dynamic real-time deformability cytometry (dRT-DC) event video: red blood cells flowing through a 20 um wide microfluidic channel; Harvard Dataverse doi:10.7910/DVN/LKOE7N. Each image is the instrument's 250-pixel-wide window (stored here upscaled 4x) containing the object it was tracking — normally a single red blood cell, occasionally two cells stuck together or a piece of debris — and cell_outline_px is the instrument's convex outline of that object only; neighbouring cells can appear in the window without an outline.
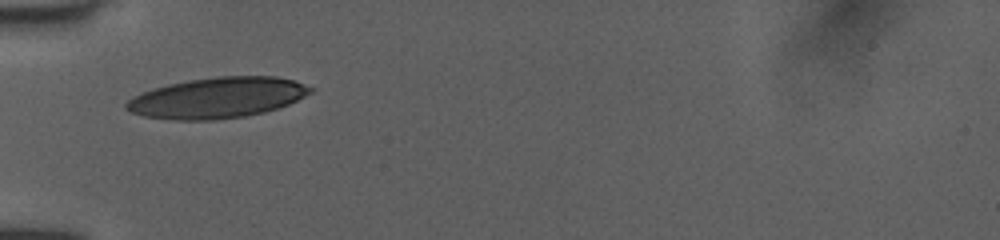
{"species": "human", "species_latin": "Homo sapiens", "temperature_condition": "room temperature", "stored_images_in_passage": 28, "camera_frame_rate_fps": 3000, "um_per_image_px": 0.085, "donor": {"sex": "female"}, "frame": {"image": 1, "passage_image": 1, "time_ms": 0.0, "image_size_px": [1000, 240], "cell_outline_px": [[316, 88], [312, 92], [288, 104], [264, 112], [244, 116], [216, 120], [176, 120], [144, 116], [132, 112], [124, 108], [124, 104], [128, 100], [152, 88], [168, 84], [188, 80], [216, 76], [276, 76], [296, 80]], "centroid_in_image_um": [18.5, 8.3], "position_along_channel_um": 66.5, "area_um2": 43.7}}
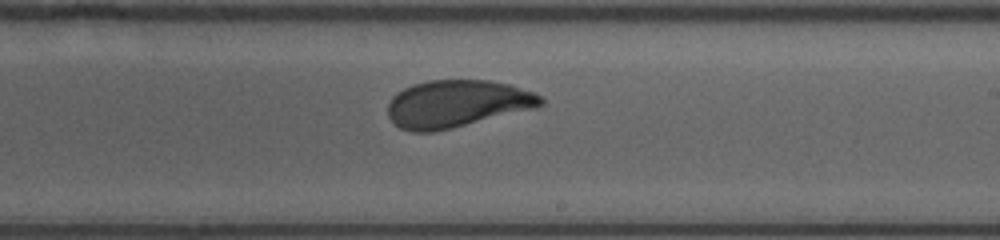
{"frame": {"image": 2, "passage_image": 15, "time_ms": 4.667, "image_size_px": [1000, 240], "cell_outline_px": [[544, 104], [532, 108], [436, 132], [412, 132], [400, 128], [388, 116], [388, 104], [392, 96], [396, 92], [412, 84], [428, 80], [488, 80], [508, 84], [532, 92], [540, 96], [544, 100]], "centroid_in_image_um": [38.77, 8.81], "position_along_channel_um": 250.2, "area_um2": 41.85}}
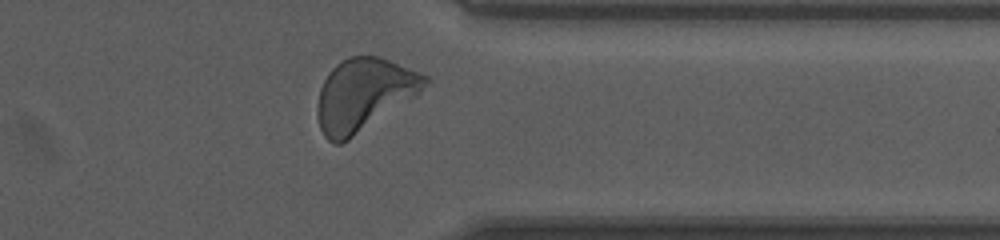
{"frame": {"image": 3, "passage_image": 25, "time_ms": 8.0, "image_size_px": [1000, 240], "cell_outline_px": [[428, 80], [420, 92], [416, 96], [348, 140], [340, 144], [332, 144], [324, 136], [320, 128], [316, 116], [316, 108], [320, 88], [328, 72], [336, 64], [348, 56], [380, 56], [428, 76]], "centroid_in_image_um": [30.88, 8.05], "position_along_channel_um": 380.5, "area_um2": 45.2}, "authors_computed_cell_mechanics": {"area_um2": 42.5408, "velocity_mm_per_s": 4.0022, "shape_relaxation_time_tau1_ms": 2.6042, "shape_relaxation_time_tau2_ms": null, "deformation_change_tau1": 0.1162, "deformation_change_tau2": null}}